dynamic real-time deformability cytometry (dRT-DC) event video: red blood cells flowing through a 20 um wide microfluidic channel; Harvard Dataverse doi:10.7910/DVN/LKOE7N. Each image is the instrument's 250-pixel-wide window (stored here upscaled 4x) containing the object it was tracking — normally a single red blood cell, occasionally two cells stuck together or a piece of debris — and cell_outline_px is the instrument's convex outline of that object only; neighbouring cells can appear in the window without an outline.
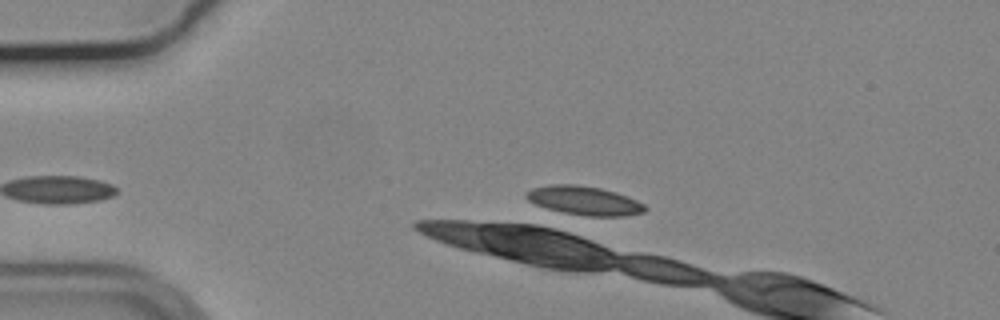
{"species": "common noctule bat (a hibernating species)", "species_latin": "Nyctalus noctula", "temperature_condition": "cold", "stored_images_in_passage": 6, "camera_frame_rate_fps": 3000, "um_per_image_px": 0.085, "animal": {"sex": "male", "body_mass_g": 19.2, "forearm_length_mm": 51.8}, "frame": {"image": 1, "passage_image": 6, "time_ms": 1.667, "image_size_px": [1000, 320], "cell_outline_px": [[648, 208], [644, 212], [624, 216], [588, 216], [556, 212], [536, 204], [528, 200], [524, 196], [532, 188], [548, 184], [576, 184], [600, 188], [616, 192], [636, 200], [644, 204]], "centroid_in_image_um": [49.65, 17.05], "position_along_channel_um": 35.4, "area_um2": 20.11}}